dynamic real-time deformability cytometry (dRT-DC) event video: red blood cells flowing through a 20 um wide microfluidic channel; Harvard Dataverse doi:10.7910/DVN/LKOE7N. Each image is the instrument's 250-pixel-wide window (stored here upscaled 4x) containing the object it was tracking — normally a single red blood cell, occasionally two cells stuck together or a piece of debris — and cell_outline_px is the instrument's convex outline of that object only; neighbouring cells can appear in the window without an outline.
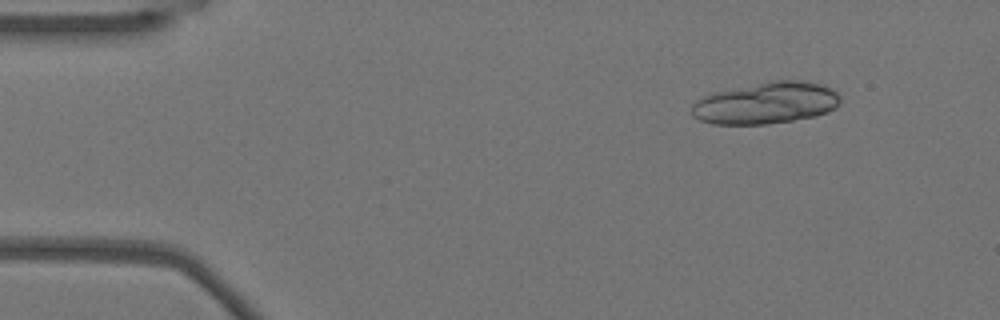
{"species": "Egyptian fruit bat (a non-hibernating species)", "species_latin": "Rousettus aegyptiacus", "temperature_condition": "warm", "stored_images_in_passage": 18, "camera_frame_rate_fps": 3000, "um_per_image_px": 0.085, "animal": {"sex": "female"}, "frame": {"image": 1, "passage_image": 6, "time_ms": 1.667, "image_size_px": [1000, 320], "cell_outline_px": [[840, 104], [836, 108], [828, 112], [816, 116], [792, 120], [764, 124], [712, 124], [700, 120], [692, 116], [692, 104], [696, 100], [704, 96], [716, 92], [772, 80], [800, 80], [820, 84], [832, 88], [840, 96]], "centroid_in_image_um": [65.14, 8.76], "position_along_channel_um": 19.9, "area_um2": 36.07}}